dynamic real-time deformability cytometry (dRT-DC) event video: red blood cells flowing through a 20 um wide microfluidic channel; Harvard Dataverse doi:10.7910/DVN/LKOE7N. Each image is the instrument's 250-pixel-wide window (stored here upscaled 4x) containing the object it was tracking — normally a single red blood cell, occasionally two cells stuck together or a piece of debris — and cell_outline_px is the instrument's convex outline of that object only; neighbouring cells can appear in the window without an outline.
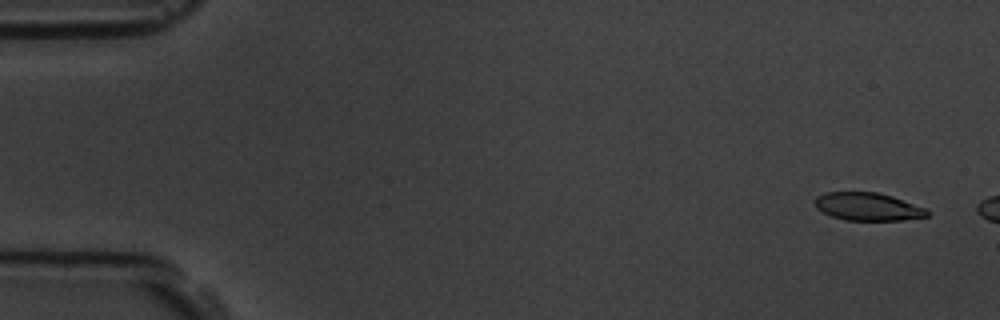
{"species": "common noctule bat (a hibernating species)", "species_latin": "Nyctalus noctula", "temperature_condition": "room temperature", "stored_images_in_passage": 9, "camera_frame_rate_fps": 3000, "um_per_image_px": 0.085, "animal": {"sex": "male", "body_mass_g": 19.5, "forearm_length_mm": 54.6}, "frame": {"image": 1, "passage_image": 3, "time_ms": 0.667, "image_size_px": [1000, 320], "cell_outline_px": [[932, 212], [928, 216], [904, 220], [844, 220], [832, 216], [816, 208], [812, 200], [816, 196], [824, 192], [876, 192], [892, 196], [928, 208]], "centroid_in_image_um": [73.78, 17.56], "position_along_channel_um": 11.2, "area_um2": 18.55}}